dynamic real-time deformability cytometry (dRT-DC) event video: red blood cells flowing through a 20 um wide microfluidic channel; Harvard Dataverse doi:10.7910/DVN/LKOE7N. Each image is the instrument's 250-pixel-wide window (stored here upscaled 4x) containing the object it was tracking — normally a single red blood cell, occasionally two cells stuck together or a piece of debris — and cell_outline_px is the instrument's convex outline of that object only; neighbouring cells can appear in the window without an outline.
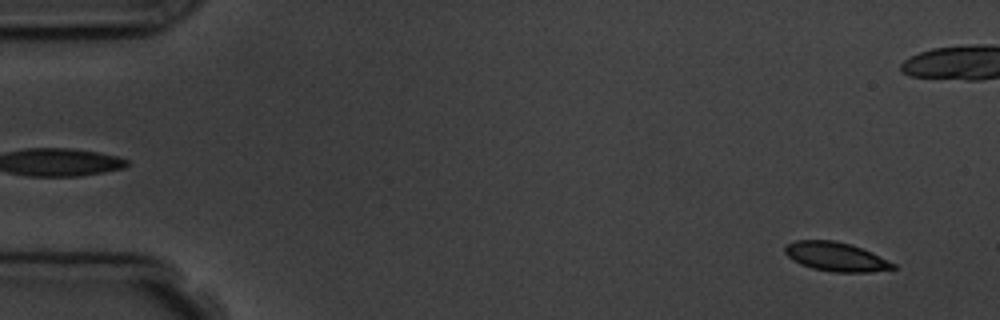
{"species": "common noctule bat (a hibernating species)", "species_latin": "Nyctalus noctula", "temperature_condition": "room temperature", "stored_images_in_passage": 4, "segment_of_instrument_passage": [2, 2], "camera_frame_rate_fps": 3000, "um_per_image_px": 0.085, "animal": {"sex": "male", "body_mass_g": 19.5, "forearm_length_mm": 54.6}, "frame": {"image": 1, "passage_image": 4, "time_ms": 4.667, "image_size_px": [1000, 320], "cell_outline_px": [[896, 268], [868, 272], [832, 272], [812, 268], [800, 264], [792, 260], [784, 252], [784, 248], [788, 244], [796, 240], [836, 240], [872, 252], [896, 264]], "centroid_in_image_um": [71.03, 21.82], "position_along_channel_um": 14.0, "area_um2": 18.21}}